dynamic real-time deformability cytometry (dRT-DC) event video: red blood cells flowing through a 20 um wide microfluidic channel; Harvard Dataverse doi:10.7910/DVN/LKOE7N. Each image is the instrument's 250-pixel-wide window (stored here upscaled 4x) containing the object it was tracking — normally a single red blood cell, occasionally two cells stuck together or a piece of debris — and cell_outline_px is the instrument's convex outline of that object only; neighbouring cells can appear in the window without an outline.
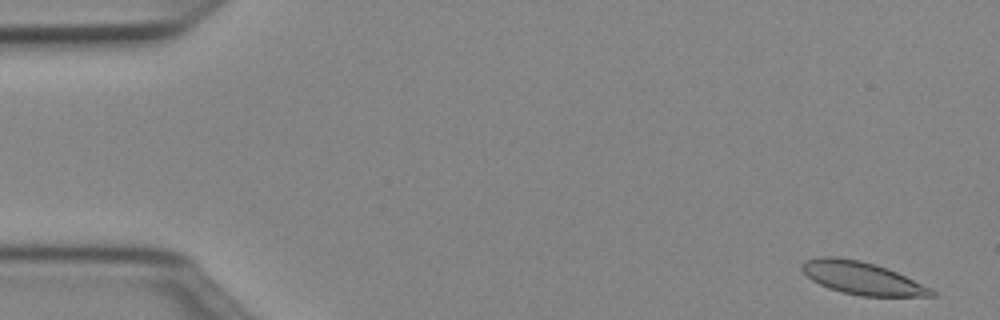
{"species": "Egyptian fruit bat (a non-hibernating species)", "species_latin": "Rousettus aegyptiacus", "temperature_condition": "cold", "stored_images_in_passage": 10, "camera_frame_rate_fps": 3000, "um_per_image_px": 0.085, "animal": {"sex": "female"}, "frame": {"image": 1, "passage_image": 2, "time_ms": 0.333, "image_size_px": [1000, 320], "cell_outline_px": [[936, 296], [860, 296], [828, 288], [812, 280], [800, 268], [800, 264], [804, 260], [820, 256], [836, 256], [860, 260], [876, 264], [888, 268], [932, 288], [936, 292]], "centroid_in_image_um": [73.27, 23.62], "position_along_channel_um": 11.7, "area_um2": 24.8}}